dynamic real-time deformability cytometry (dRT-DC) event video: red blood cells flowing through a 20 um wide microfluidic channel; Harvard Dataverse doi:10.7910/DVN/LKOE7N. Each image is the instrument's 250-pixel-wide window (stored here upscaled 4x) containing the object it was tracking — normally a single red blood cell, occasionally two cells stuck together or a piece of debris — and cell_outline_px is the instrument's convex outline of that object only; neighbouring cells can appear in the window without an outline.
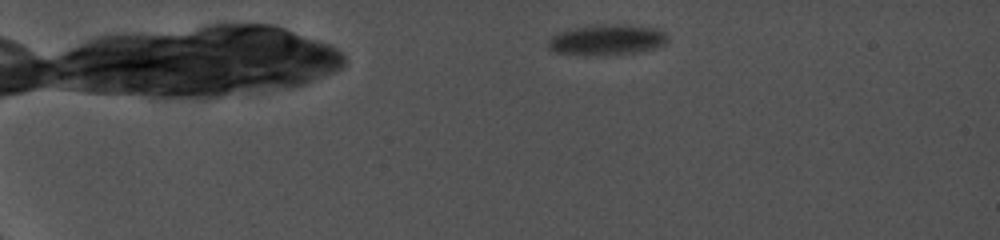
{"species": "common noctule bat (a hibernating species)", "species_latin": "Nyctalus noctula", "temperature_condition": "cold", "stored_images_in_passage": 8, "camera_frame_rate_fps": 5000, "um_per_image_px": 0.085, "animal": {"sex": "female", "body_mass_g": 19.0, "forearm_length_mm": 56.7}, "frame": {"image": 1, "passage_image": 2, "time_ms": 1.2, "image_size_px": [1000, 240], "cell_outline_px": [[668, 40], [664, 44], [652, 48], [636, 52], [604, 56], [584, 56], [556, 52], [548, 48], [548, 40], [552, 36], [560, 32], [576, 28], [596, 24], [628, 24], [656, 28], [664, 32], [668, 36]], "centroid_in_image_um": [51.58, 3.39], "position_along_channel_um": 33.4, "area_um2": 21.56}}
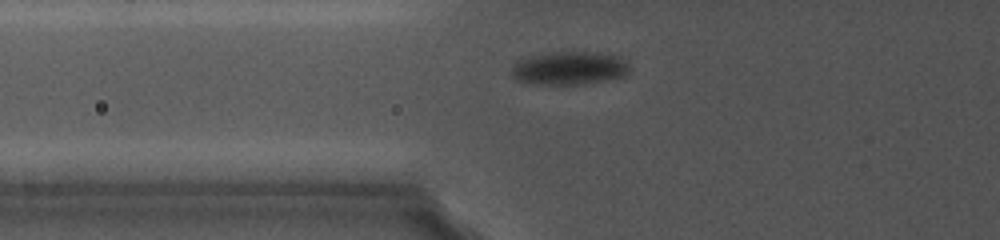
{"frame": {"image": 2, "passage_image": 6, "time_ms": 5.6, "image_size_px": [1000, 240], "cell_outline_px": [[632, 68], [624, 76], [612, 80], [580, 84], [532, 84], [516, 80], [512, 76], [512, 68], [516, 60], [540, 52], [604, 52], [620, 56]], "centroid_in_image_um": [48.41, 5.78], "position_along_channel_um": 77.4, "area_um2": 23.52}}
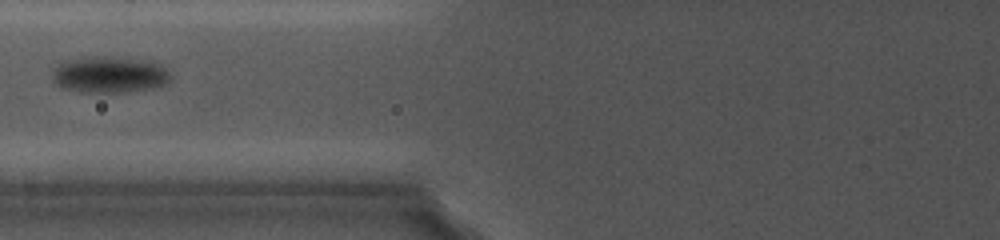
{"frame": {"image": 3, "passage_image": 7, "time_ms": 6.8, "image_size_px": [1000, 240], "cell_outline_px": [[172, 80], [156, 88], [124, 92], [80, 92], [60, 88], [52, 80], [52, 72], [56, 64], [64, 60], [80, 56], [112, 56], [152, 60], [160, 64], [172, 76]], "centroid_in_image_um": [9.28, 6.32], "position_along_channel_um": 116.5, "area_um2": 26.01}}